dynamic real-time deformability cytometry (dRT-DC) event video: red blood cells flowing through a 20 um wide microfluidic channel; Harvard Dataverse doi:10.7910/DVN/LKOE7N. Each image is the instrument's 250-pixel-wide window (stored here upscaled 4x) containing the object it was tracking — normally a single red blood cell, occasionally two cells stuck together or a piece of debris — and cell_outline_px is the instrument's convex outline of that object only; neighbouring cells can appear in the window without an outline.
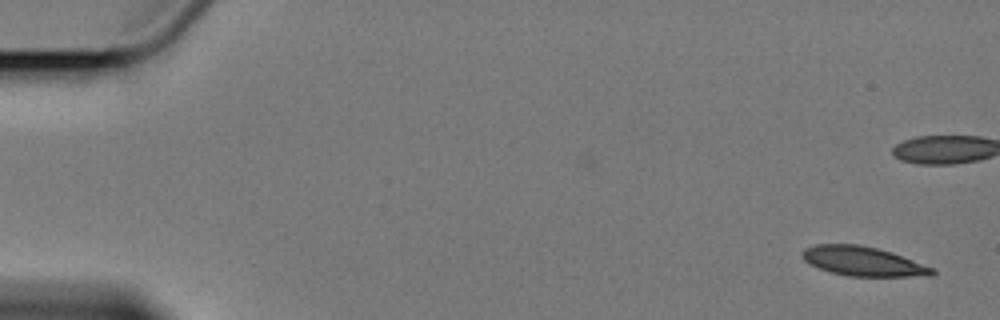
{"species": "Egyptian fruit bat (a non-hibernating species)", "species_latin": "Rousettus aegyptiacus", "temperature_condition": "cold", "stored_images_in_passage": 7, "camera_frame_rate_fps": 3000, "um_per_image_px": 0.085, "animal": {"sex": "female"}, "frame": {"image": 1, "passage_image": 1, "time_ms": 0.0, "image_size_px": [1000, 320], "cell_outline_px": [[936, 272], [932, 276], [848, 276], [832, 272], [808, 264], [804, 260], [800, 252], [804, 248], [816, 244], [860, 244], [892, 252], [936, 268]], "centroid_in_image_um": [73.37, 22.2], "position_along_channel_um": 11.6, "area_um2": 22.43}}
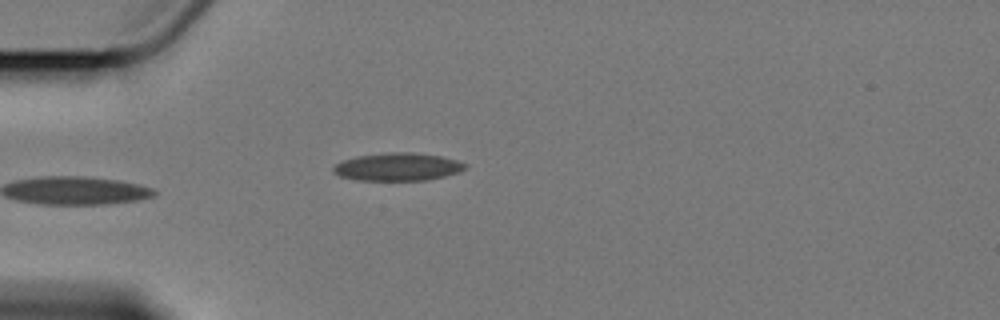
{"frame": {"image": 2, "passage_image": 5, "time_ms": 6.0, "image_size_px": [1000, 320], "cell_outline_px": [[468, 164], [460, 172], [444, 176], [424, 180], [356, 180], [340, 176], [332, 168], [336, 164], [344, 160], [356, 156], [392, 152], [412, 152], [440, 156], [456, 160]], "centroid_in_image_um": [33.82, 14.18], "position_along_channel_um": 51.2, "area_um2": 21.15}}
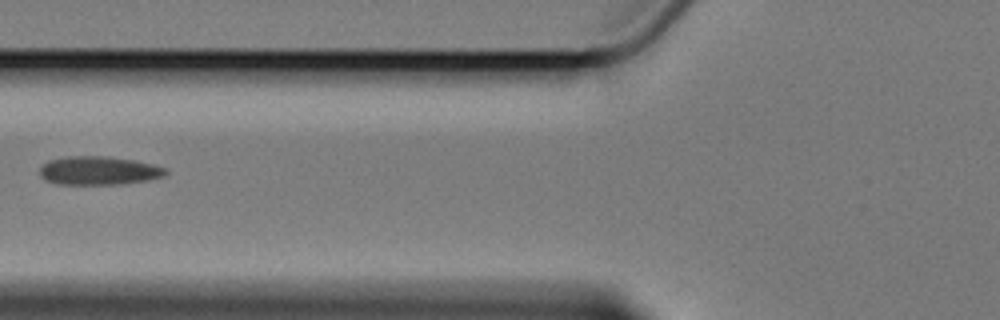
{"frame": {"image": 3, "passage_image": 7, "time_ms": 8.333, "image_size_px": [1000, 320], "cell_outline_px": [[168, 172], [164, 176], [148, 180], [120, 184], [56, 184], [44, 180], [40, 176], [40, 168], [48, 160], [68, 156], [108, 156], [136, 160], [152, 164], [164, 168]], "centroid_in_image_um": [8.37, 14.5], "position_along_channel_um": 117.4, "area_um2": 21.04}}